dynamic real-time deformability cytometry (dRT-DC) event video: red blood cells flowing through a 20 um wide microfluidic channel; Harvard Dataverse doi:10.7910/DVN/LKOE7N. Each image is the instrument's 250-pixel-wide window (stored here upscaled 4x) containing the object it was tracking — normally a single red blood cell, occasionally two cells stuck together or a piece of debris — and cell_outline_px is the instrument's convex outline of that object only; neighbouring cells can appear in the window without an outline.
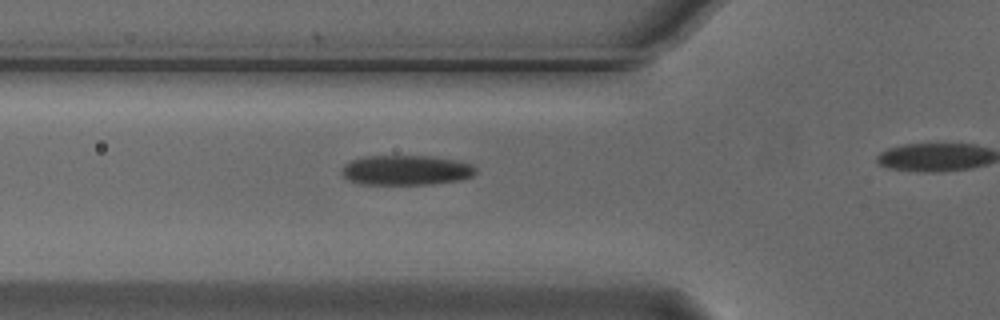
{"species": "Egyptian fruit bat (a non-hibernating species)", "species_latin": "Rousettus aegyptiacus", "temperature_condition": "cold", "stored_images_in_passage": 19, "camera_frame_rate_fps": 3000, "um_per_image_px": 0.085, "animal": {"sex": "male"}, "frame": {"image": 1, "passage_image": 11, "time_ms": 3.333, "image_size_px": [1000, 320], "cell_outline_px": [[476, 172], [472, 176], [460, 180], [432, 184], [360, 184], [348, 180], [340, 172], [340, 168], [344, 164], [352, 160], [368, 156], [432, 156], [456, 160], [472, 164], [476, 168]], "centroid_in_image_um": [34.51, 14.46], "position_along_channel_um": 91.3, "area_um2": 23.47}}
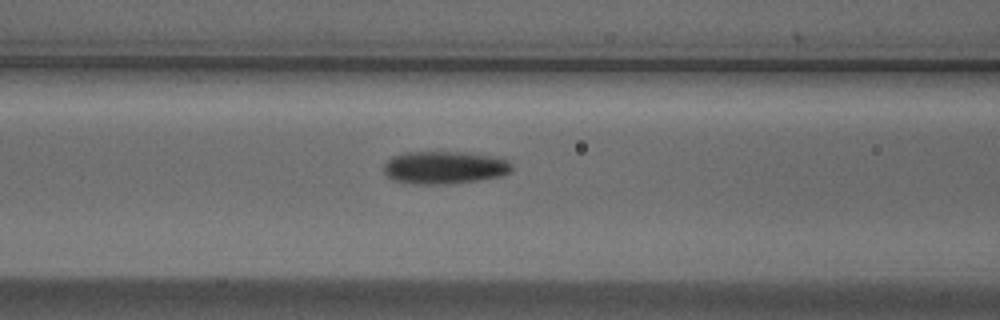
{"frame": {"image": 2, "passage_image": 14, "time_ms": 4.333, "image_size_px": [1000, 320], "cell_outline_px": [[512, 172], [504, 176], [448, 184], [412, 184], [392, 180], [384, 172], [384, 164], [392, 156], [404, 152], [468, 152], [492, 156], [508, 160], [512, 164]], "centroid_in_image_um": [37.79, 14.24], "position_along_channel_um": 128.8, "area_um2": 24.68}}